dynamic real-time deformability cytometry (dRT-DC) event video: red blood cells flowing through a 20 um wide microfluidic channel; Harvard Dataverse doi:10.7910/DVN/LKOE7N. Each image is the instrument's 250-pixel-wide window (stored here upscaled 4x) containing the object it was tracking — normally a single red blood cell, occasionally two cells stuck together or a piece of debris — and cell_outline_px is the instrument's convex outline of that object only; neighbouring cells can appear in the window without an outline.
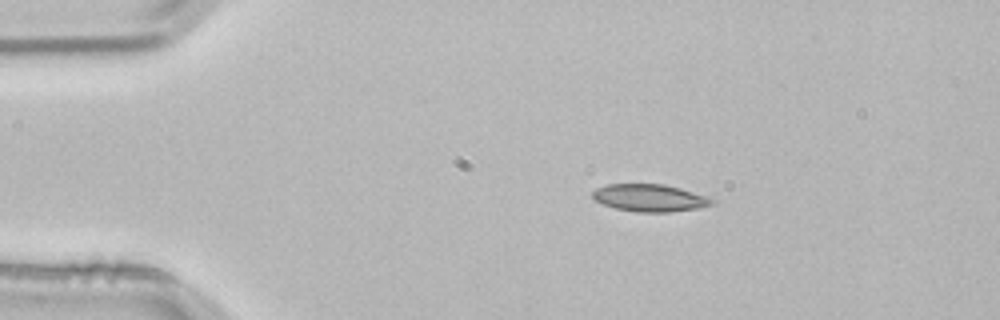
{"species": "common noctule bat (a hibernating species)", "species_latin": "Nyctalus noctula", "temperature_condition": "room temperature", "stored_images_in_passage": 3, "camera_frame_rate_fps": 3000, "um_per_image_px": 0.085, "animal": {"sex": "male", "body_mass_g": 21.5, "forearm_length_mm": 52.0}, "frame": {"image": 1, "passage_image": 2, "time_ms": 0.333, "image_size_px": [1000, 320], "cell_outline_px": [[716, 204], [700, 208], [668, 212], [636, 212], [616, 208], [604, 204], [596, 200], [592, 196], [592, 192], [596, 188], [608, 184], [664, 184], [680, 188], [716, 200]], "centroid_in_image_um": [55.25, 16.82], "position_along_channel_um": 29.7, "area_um2": 18.96}}